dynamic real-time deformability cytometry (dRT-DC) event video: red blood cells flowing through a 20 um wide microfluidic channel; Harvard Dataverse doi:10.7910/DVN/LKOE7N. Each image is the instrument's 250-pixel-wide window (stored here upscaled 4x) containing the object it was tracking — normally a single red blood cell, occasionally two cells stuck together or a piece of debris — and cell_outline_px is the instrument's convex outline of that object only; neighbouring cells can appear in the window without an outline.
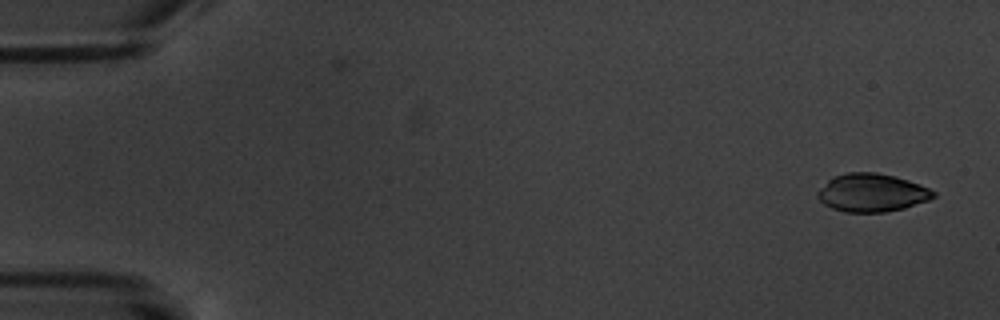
{"species": "common noctule bat (a hibernating species)", "species_latin": "Nyctalus noctula", "temperature_condition": "warm", "stored_images_in_passage": 5, "camera_frame_rate_fps": 3000, "um_per_image_px": 0.085, "animal": {"sex": "male", "body_mass_g": 20.1, "forearm_length_mm": 53.5}, "frame": {"image": 1, "passage_image": 1, "time_ms": 0.0, "image_size_px": [1000, 320], "cell_outline_px": [[936, 196], [928, 200], [904, 208], [884, 212], [844, 212], [832, 208], [824, 204], [816, 196], [816, 192], [832, 176], [848, 172], [876, 172], [896, 176], [920, 184], [936, 192]], "centroid_in_image_um": [74.09, 16.37], "position_along_channel_um": 10.9, "area_um2": 25.84}}
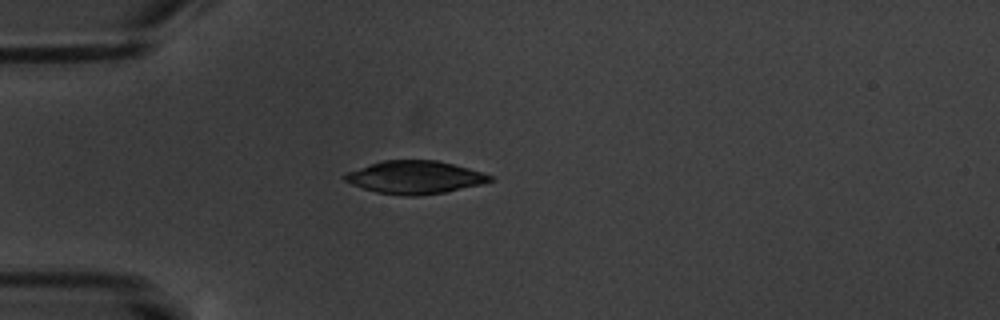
{"frame": {"image": 2, "passage_image": 5, "time_ms": 4.667, "image_size_px": [1000, 320], "cell_outline_px": [[496, 180], [484, 184], [444, 192], [416, 196], [404, 196], [376, 192], [352, 184], [344, 180], [344, 172], [384, 160], [436, 160], [468, 168], [492, 176]], "centroid_in_image_um": [35.27, 15.07], "position_along_channel_um": 49.7, "area_um2": 27.74}}